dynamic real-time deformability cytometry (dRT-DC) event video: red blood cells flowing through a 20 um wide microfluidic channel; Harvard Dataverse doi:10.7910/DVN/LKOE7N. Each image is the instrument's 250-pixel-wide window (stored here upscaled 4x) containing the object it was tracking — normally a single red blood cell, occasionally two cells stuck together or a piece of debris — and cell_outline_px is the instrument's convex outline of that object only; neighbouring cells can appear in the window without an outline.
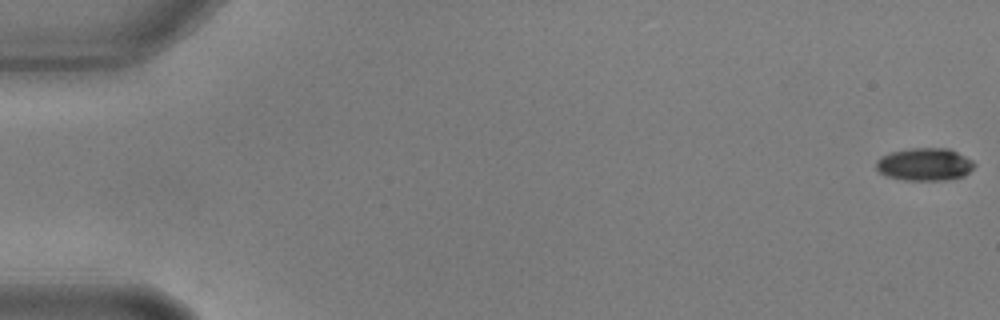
{"species": "common noctule bat (a hibernating species)", "species_latin": "Nyctalus noctula", "temperature_condition": "warm", "stored_images_in_passage": 59, "camera_frame_rate_fps": 3000, "um_per_image_px": 0.085, "animal": {"sex": "male", "body_mass_g": 17.9, "forearm_length_mm": 54.2}, "frame": {"image": 1, "passage_image": 1, "time_ms": 0.0, "image_size_px": [1000, 320], "cell_outline_px": [[976, 164], [964, 176], [948, 180], [904, 180], [884, 176], [876, 168], [876, 160], [880, 156], [892, 152], [912, 148], [948, 148], [972, 160]], "centroid_in_image_um": [78.57, 13.98], "position_along_channel_um": 6.4, "area_um2": 18.73}}
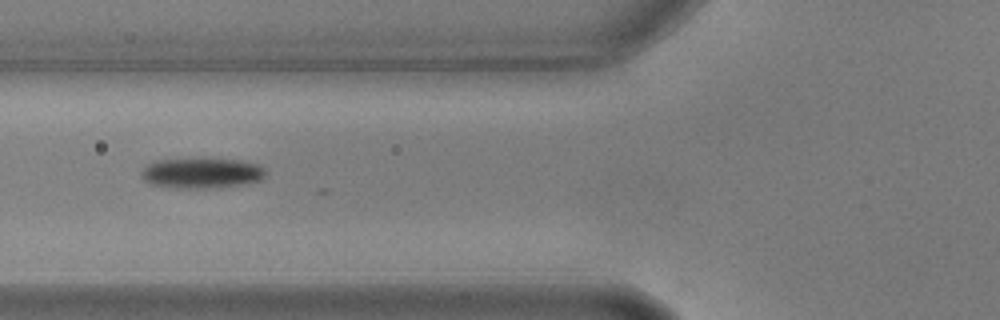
{"frame": {"image": 2, "passage_image": 23, "time_ms": 7.333, "image_size_px": [1000, 320], "cell_outline_px": [[264, 176], [260, 180], [220, 188], [176, 188], [148, 184], [140, 176], [140, 172], [148, 164], [156, 160], [236, 160], [256, 164], [264, 168]], "centroid_in_image_um": [17.07, 14.74], "position_along_channel_um": 108.7, "area_um2": 21.56}}
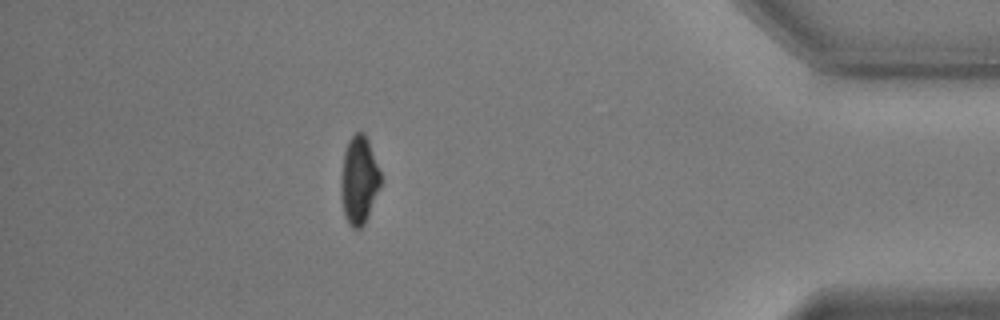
{"frame": {"image": 3, "passage_image": 52, "time_ms": 17.0, "image_size_px": [1000, 320], "cell_outline_px": [[380, 188], [368, 216], [364, 224], [360, 228], [352, 228], [348, 224], [344, 216], [340, 196], [340, 180], [344, 152], [348, 140], [356, 132], [364, 132], [368, 140], [380, 172]], "centroid_in_image_um": [30.49, 15.33], "position_along_channel_um": 404.7, "area_um2": 20.46}}